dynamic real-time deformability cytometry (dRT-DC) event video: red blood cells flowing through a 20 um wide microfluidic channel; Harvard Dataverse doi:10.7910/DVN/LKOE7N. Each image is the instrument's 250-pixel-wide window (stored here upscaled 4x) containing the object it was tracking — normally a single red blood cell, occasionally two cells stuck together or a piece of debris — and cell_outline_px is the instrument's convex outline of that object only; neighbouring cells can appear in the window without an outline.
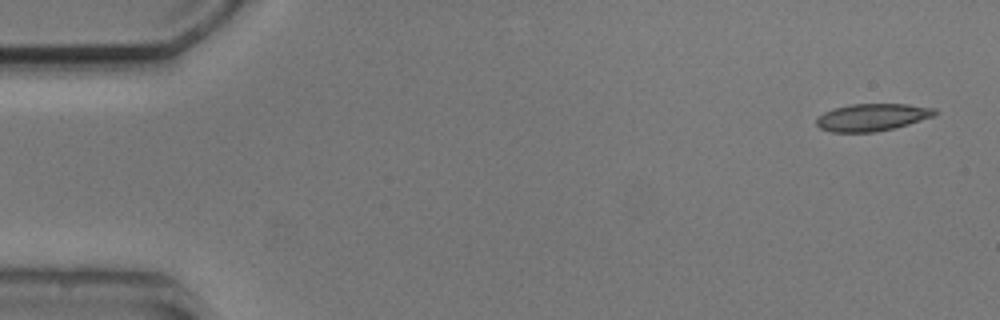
{"species": "common noctule bat (a hibernating species)", "species_latin": "Nyctalus noctula", "temperature_condition": "cold", "stored_images_in_passage": 7, "camera_frame_rate_fps": 3000, "um_per_image_px": 0.085, "animal": {"sex": "male", "body_mass_g": 20.5, "forearm_length_mm": 52.5}, "frame": {"image": 1, "passage_image": 1, "time_ms": 0.0, "image_size_px": [1000, 320], "cell_outline_px": [[940, 112], [932, 116], [908, 124], [876, 132], [832, 132], [820, 128], [816, 124], [816, 120], [824, 112], [832, 108], [852, 104], [908, 104], [936, 108]], "centroid_in_image_um": [74.13, 9.96], "position_along_channel_um": 10.9, "area_um2": 18.79}}
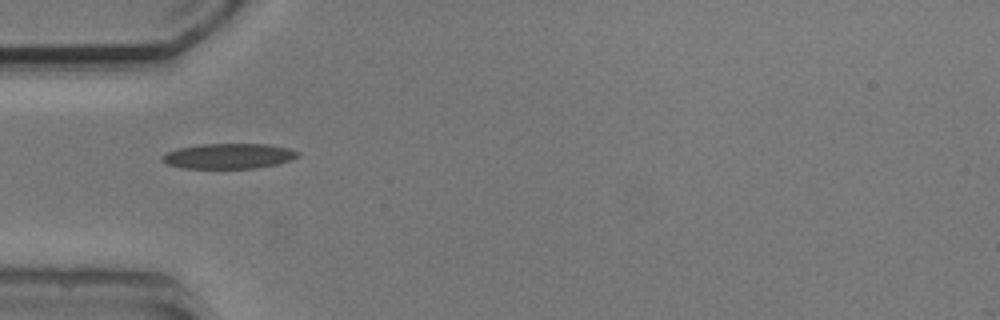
{"frame": {"image": 2, "passage_image": 5, "time_ms": 4.667, "image_size_px": [1000, 320], "cell_outline_px": [[300, 156], [292, 160], [276, 164], [256, 168], [184, 168], [168, 164], [160, 156], [164, 152], [176, 148], [204, 144], [268, 144], [288, 148], [300, 152]], "centroid_in_image_um": [19.45, 13.26], "position_along_channel_um": 65.5, "area_um2": 20.0}}